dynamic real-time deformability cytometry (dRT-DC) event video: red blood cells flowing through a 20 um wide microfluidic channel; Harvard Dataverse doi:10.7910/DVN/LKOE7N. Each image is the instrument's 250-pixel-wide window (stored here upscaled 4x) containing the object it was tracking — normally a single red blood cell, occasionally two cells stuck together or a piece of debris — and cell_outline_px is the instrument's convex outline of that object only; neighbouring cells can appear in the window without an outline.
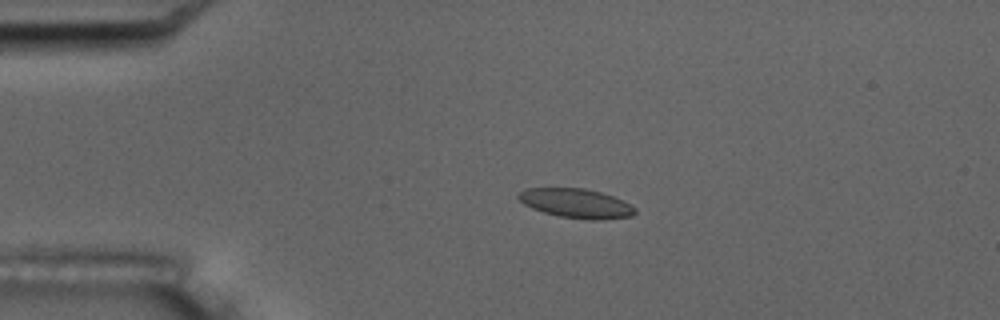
{"species": "common noctule bat (a hibernating species)", "species_latin": "Nyctalus noctula", "temperature_condition": "room temperature", "stored_images_in_passage": 7, "camera_frame_rate_fps": 3000, "um_per_image_px": 0.085, "animal": {"sex": "male", "body_mass_g": 17.5, "forearm_length_mm": 52.3}, "frame": {"image": 1, "passage_image": 4, "time_ms": 3.667, "image_size_px": [1000, 320], "cell_outline_px": [[636, 212], [632, 216], [604, 220], [588, 220], [560, 216], [544, 212], [532, 208], [524, 204], [516, 196], [520, 192], [528, 188], [584, 188], [600, 192], [612, 196], [636, 208]], "centroid_in_image_um": [48.98, 17.29], "position_along_channel_um": 36.0, "area_um2": 19.77}}